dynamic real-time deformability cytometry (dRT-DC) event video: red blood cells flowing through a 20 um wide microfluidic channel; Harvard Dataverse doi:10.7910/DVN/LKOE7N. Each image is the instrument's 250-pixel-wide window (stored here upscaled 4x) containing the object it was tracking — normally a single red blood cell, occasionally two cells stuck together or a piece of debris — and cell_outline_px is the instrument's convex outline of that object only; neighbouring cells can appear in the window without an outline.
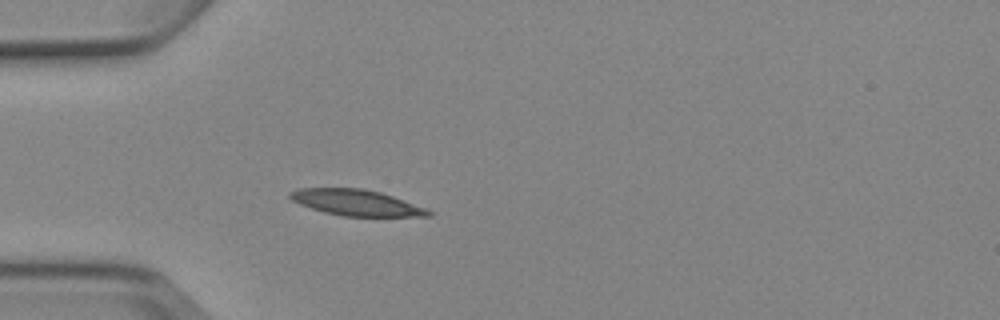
{"species": "Egyptian fruit bat (a non-hibernating species)", "species_latin": "Rousettus aegyptiacus", "temperature_condition": "cold", "stored_images_in_passage": 4, "camera_frame_rate_fps": 3000, "um_per_image_px": 0.085, "animal": {"sex": "female"}, "frame": {"image": 1, "passage_image": 4, "time_ms": 3.333, "image_size_px": [1000, 320], "cell_outline_px": [[432, 216], [344, 216], [324, 212], [300, 204], [292, 200], [288, 196], [288, 192], [300, 188], [364, 188], [380, 192], [392, 196], [424, 208], [432, 212]], "centroid_in_image_um": [30.24, 17.21], "position_along_channel_um": 54.8, "area_um2": 20.69}}